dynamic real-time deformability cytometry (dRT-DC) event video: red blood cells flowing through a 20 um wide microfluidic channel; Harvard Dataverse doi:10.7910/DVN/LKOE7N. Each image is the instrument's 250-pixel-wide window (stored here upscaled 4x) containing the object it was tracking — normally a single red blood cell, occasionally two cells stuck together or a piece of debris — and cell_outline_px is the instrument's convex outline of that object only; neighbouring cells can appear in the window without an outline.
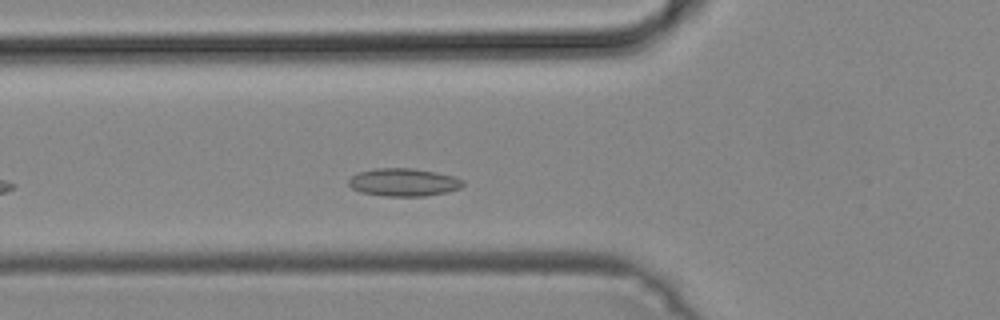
{"species": "common noctule bat (a hibernating species)", "species_latin": "Nyctalus noctula", "temperature_condition": "cold", "stored_images_in_passage": 36, "camera_frame_rate_fps": 3000, "um_per_image_px": 0.085, "animal": {"sex": "male", "body_mass_g": 19.2, "forearm_length_mm": 51.8}, "frame": {"image": 1, "passage_image": 8, "time_ms": 2.333, "image_size_px": [1000, 320], "cell_outline_px": [[464, 184], [460, 188], [448, 192], [424, 196], [384, 196], [360, 192], [352, 188], [348, 184], [348, 180], [356, 172], [376, 168], [412, 168], [436, 172], [456, 176], [464, 180]], "centroid_in_image_um": [34.31, 15.49], "position_along_channel_um": 91.5, "area_um2": 18.79}}
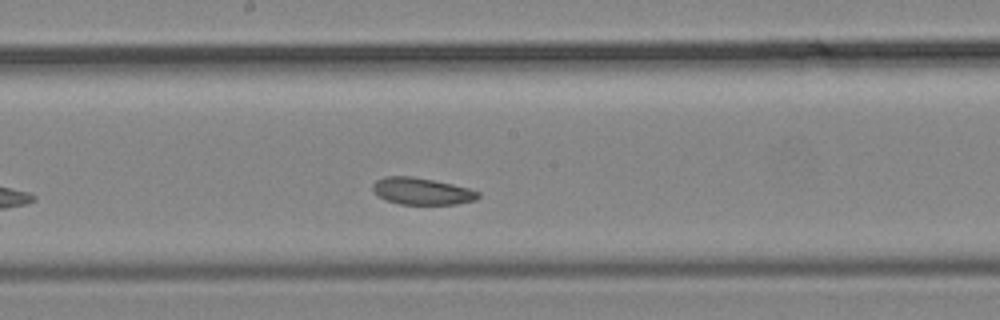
{"frame": {"image": 2, "passage_image": 17, "time_ms": 5.333, "image_size_px": [1000, 320], "cell_outline_px": [[480, 196], [476, 200], [456, 204], [400, 204], [384, 200], [372, 188], [372, 184], [376, 180], [384, 176], [412, 176], [452, 184], [468, 188], [480, 192]], "centroid_in_image_um": [35.85, 16.25], "position_along_channel_um": 212.3, "area_um2": 16.47}}
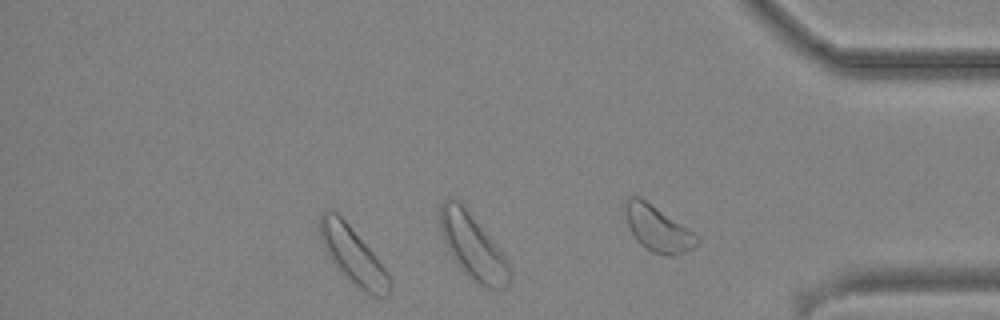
{"frame": {"image": 3, "passage_image": 30, "time_ms": 9.667, "image_size_px": [1000, 320], "cell_outline_px": [[392, 284], [388, 296], [372, 296], [352, 284], [336, 268], [328, 256], [324, 248], [320, 236], [320, 216], [324, 208], [328, 208], [336, 212], [348, 224], [372, 252], [388, 272], [392, 280]], "centroid_in_image_um": [30.0, 21.74], "position_along_channel_um": 405.2, "area_um2": 23.12}}